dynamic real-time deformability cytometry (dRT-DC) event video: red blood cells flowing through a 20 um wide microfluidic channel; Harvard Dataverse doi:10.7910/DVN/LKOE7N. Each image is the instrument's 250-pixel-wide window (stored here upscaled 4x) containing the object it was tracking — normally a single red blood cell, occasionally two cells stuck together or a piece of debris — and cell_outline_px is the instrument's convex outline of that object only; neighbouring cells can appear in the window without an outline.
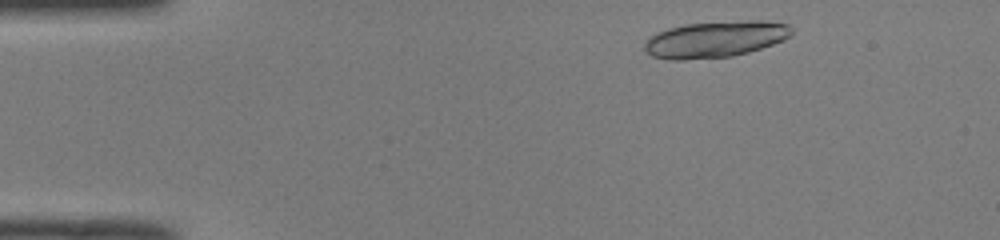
{"species": "common noctule bat (a hibernating species)", "species_latin": "Nyctalus noctula", "temperature_condition": "room temperature", "stored_images_in_passage": 13, "camera_frame_rate_fps": 3000, "um_per_image_px": 0.085, "animal": {"sex": "male", "body_mass_g": 19.0, "forearm_length_mm": 50.8}, "frame": {"image": 1, "passage_image": 3, "time_ms": 0.667, "image_size_px": [1000, 240], "cell_outline_px": [[792, 32], [784, 40], [748, 52], [732, 56], [684, 60], [668, 60], [652, 56], [644, 48], [644, 44], [648, 36], [668, 28], [684, 24], [756, 20], [760, 20], [788, 24], [792, 28]], "centroid_in_image_um": [60.76, 3.34], "position_along_channel_um": 24.2, "area_um2": 31.04}}